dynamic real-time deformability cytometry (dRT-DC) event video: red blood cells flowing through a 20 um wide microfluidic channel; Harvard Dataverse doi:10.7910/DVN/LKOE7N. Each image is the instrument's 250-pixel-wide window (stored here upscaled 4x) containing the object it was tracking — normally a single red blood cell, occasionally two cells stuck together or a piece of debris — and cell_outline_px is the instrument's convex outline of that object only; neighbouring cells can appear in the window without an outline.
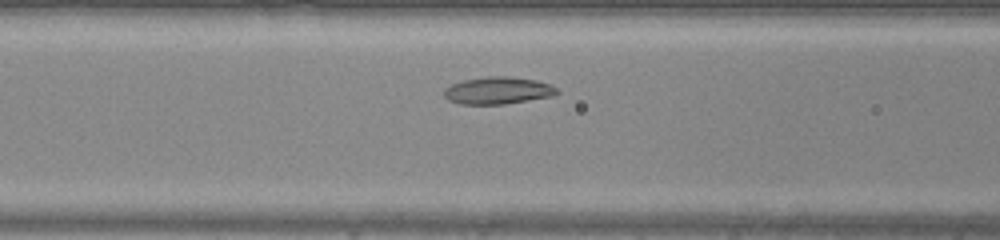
{"species": "common noctule bat (a hibernating species)", "species_latin": "Nyctalus noctula", "temperature_condition": "warm", "stored_images_in_passage": 29, "camera_frame_rate_fps": 3000, "um_per_image_px": 0.085, "animal": {"sex": "male", "body_mass_g": 20.0, "forearm_length_mm": 53.3}, "frame": {"image": 1, "passage_image": 9, "time_ms": 2.667, "image_size_px": [1000, 240], "cell_outline_px": [[560, 92], [552, 96], [504, 104], [460, 104], [448, 100], [444, 96], [444, 88], [452, 84], [464, 80], [488, 76], [508, 76], [536, 80], [548, 84], [556, 88]], "centroid_in_image_um": [42.3, 7.69], "position_along_channel_um": 124.3, "area_um2": 17.8}}
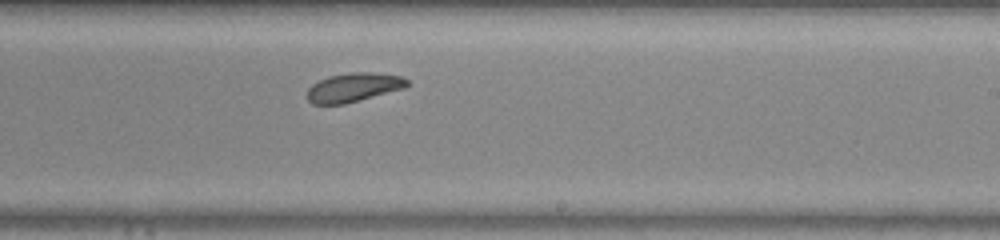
{"frame": {"image": 2, "passage_image": 18, "time_ms": 5.667, "image_size_px": [1000, 240], "cell_outline_px": [[408, 84], [404, 88], [344, 104], [312, 104], [308, 100], [308, 88], [312, 84], [328, 76], [352, 72], [376, 72], [400, 76], [408, 80]], "centroid_in_image_um": [30.04, 7.42], "position_along_channel_um": 259.0, "area_um2": 16.7}}
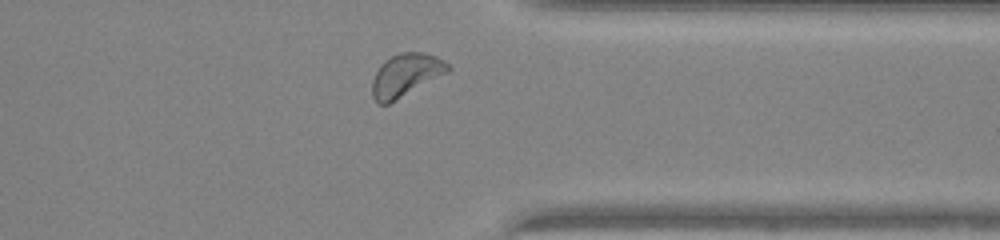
{"frame": {"image": 3, "passage_image": 26, "time_ms": 8.333, "image_size_px": [1000, 240], "cell_outline_px": [[452, 68], [448, 72], [388, 104], [380, 104], [372, 96], [372, 80], [380, 64], [392, 56], [400, 52], [424, 52], [436, 56], [444, 60]], "centroid_in_image_um": [34.5, 6.36], "position_along_channel_um": 376.9, "area_um2": 18.73}}